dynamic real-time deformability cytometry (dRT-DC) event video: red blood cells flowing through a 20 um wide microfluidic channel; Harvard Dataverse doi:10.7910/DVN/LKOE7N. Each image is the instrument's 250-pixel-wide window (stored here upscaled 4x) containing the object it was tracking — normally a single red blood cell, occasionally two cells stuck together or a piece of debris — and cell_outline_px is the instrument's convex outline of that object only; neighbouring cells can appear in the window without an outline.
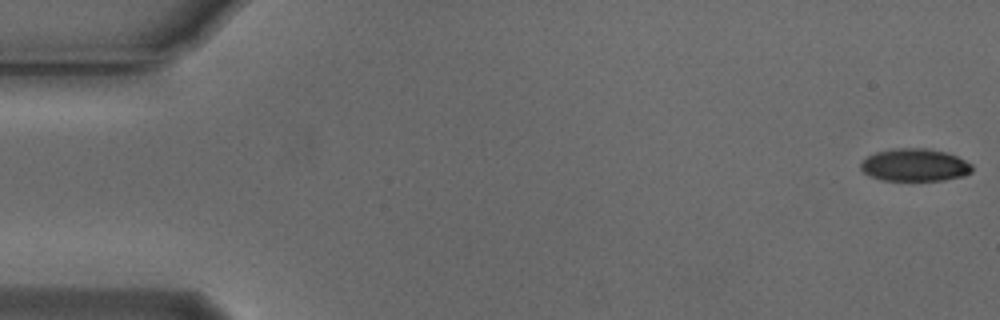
{"species": "Egyptian fruit bat (a non-hibernating species)", "species_latin": "Rousettus aegyptiacus", "temperature_condition": "cold", "stored_images_in_passage": 54, "camera_frame_rate_fps": 3000, "um_per_image_px": 0.085, "animal": {"sex": "male"}, "frame": {"image": 1, "passage_image": 1, "time_ms": 0.0, "image_size_px": [1000, 320], "cell_outline_px": [[972, 172], [964, 176], [944, 180], [880, 180], [868, 176], [860, 168], [860, 164], [868, 156], [876, 152], [892, 148], [924, 148], [948, 152], [972, 164]], "centroid_in_image_um": [77.75, 14.02], "position_along_channel_um": 7.2, "area_um2": 21.27}}
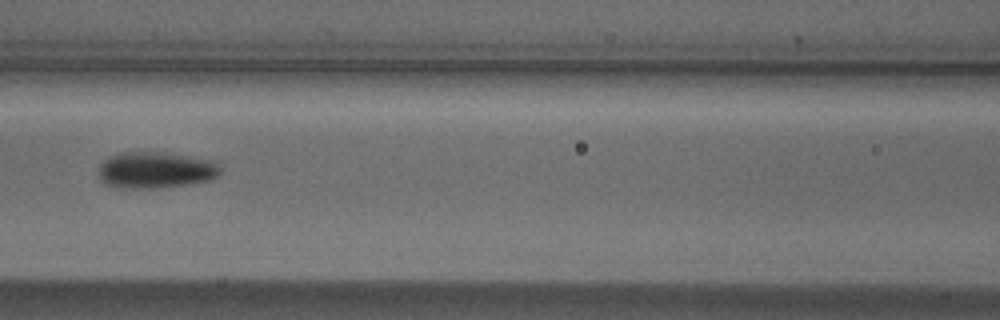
{"frame": {"image": 2, "passage_image": 24, "time_ms": 7.667, "image_size_px": [1000, 320], "cell_outline_px": [[220, 176], [208, 180], [188, 184], [156, 188], [120, 188], [104, 184], [100, 180], [100, 164], [104, 160], [120, 152], [160, 152], [216, 160], [220, 164]], "centroid_in_image_um": [13.26, 14.45], "position_along_channel_um": 153.3, "area_um2": 25.95}}
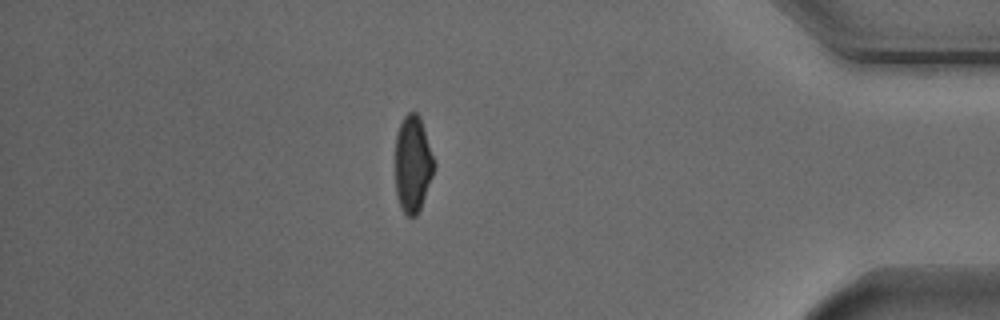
{"frame": {"image": 3, "passage_image": 47, "time_ms": 15.333, "image_size_px": [1000, 320], "cell_outline_px": [[436, 164], [432, 176], [420, 208], [416, 216], [408, 216], [404, 212], [396, 196], [396, 136], [400, 124], [404, 116], [408, 112], [416, 112], [420, 116]], "centroid_in_image_um": [35.09, 13.91], "position_along_channel_um": 400.1, "area_um2": 21.68}, "authors_computed_cell_mechanics": {"area_um2": 22.8888, "velocity_mm_per_s": 3.7644, "shape_relaxation_time_tau1_ms": 2.9624, "shape_relaxation_time_tau2_ms": 3.5896, "deformation_change_tau1": 0.1211, "deformation_change_tau2": 0.0777}}